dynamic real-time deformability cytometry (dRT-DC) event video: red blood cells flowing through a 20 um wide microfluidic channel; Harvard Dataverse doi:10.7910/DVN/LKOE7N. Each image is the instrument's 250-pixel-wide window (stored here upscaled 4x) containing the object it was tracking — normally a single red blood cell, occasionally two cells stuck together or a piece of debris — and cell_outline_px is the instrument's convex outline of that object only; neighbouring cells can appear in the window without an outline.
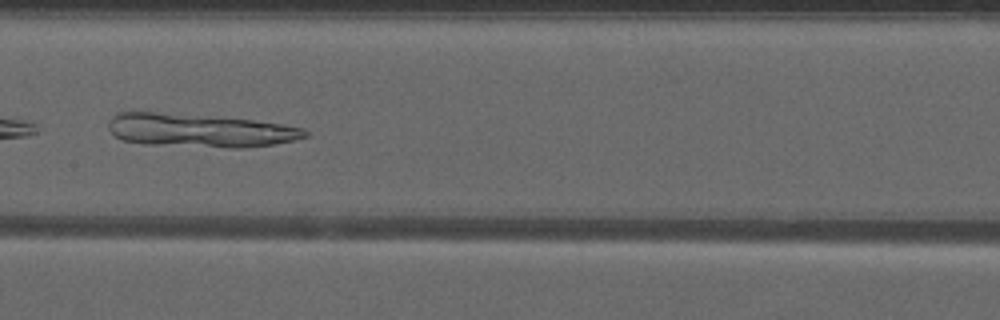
{"species": "common noctule bat (a hibernating species)", "species_latin": "Nyctalus noctula", "temperature_condition": "warm", "stored_images_in_passage": 43, "camera_frame_rate_fps": 3000, "um_per_image_px": 0.085, "animal": {"sex": "male", "forearm_length_mm": 52.5}, "frame": {"image": 1, "passage_image": 25, "time_ms": 8.0, "image_size_px": [1000, 320], "cell_outline_px": [[308, 136], [292, 140], [272, 144], [240, 148], [228, 148], [144, 144], [124, 140], [116, 136], [108, 128], [108, 120], [116, 112], [128, 108], [132, 108], [252, 120], [280, 124], [304, 128], [308, 132]], "centroid_in_image_um": [16.81, 11.04], "position_along_channel_um": 190.6, "area_um2": 39.3}}
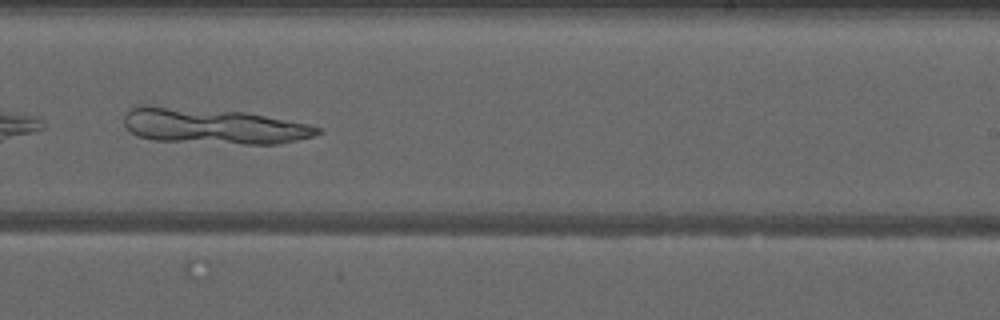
{"frame": {"image": 2, "passage_image": 31, "time_ms": 10.0, "image_size_px": [1000, 320], "cell_outline_px": [[320, 132], [316, 136], [276, 144], [244, 144], [156, 140], [136, 136], [124, 124], [124, 116], [136, 104], [148, 104], [244, 112], [308, 124], [320, 128]], "centroid_in_image_um": [18.08, 10.7], "position_along_channel_um": 270.9, "area_um2": 40.17}}